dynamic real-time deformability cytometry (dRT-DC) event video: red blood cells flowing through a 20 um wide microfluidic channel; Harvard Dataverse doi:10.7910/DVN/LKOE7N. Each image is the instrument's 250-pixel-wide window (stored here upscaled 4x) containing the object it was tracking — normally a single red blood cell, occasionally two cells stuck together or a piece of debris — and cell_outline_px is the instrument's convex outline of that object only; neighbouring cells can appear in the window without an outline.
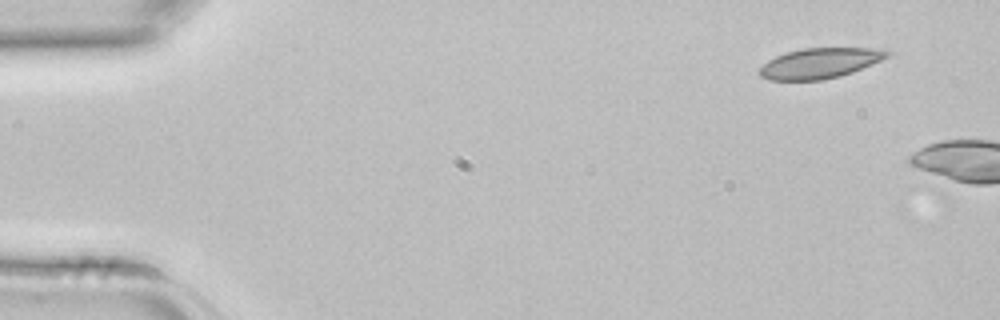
{"species": "common noctule bat (a hibernating species)", "species_latin": "Nyctalus noctula", "temperature_condition": "room temperature", "stored_images_in_passage": 2, "camera_frame_rate_fps": 3000, "um_per_image_px": 0.085, "animal": {"sex": "female", "body_mass_g": 22.7, "forearm_length_mm": 54.2}, "frame": {"image": 1, "passage_image": 1, "time_ms": 0.0, "image_size_px": [1000, 320], "cell_outline_px": [[892, 52], [888, 56], [880, 60], [852, 72], [840, 76], [820, 80], [768, 80], [760, 76], [756, 72], [768, 60], [776, 56], [788, 52], [804, 48], [876, 48]], "centroid_in_image_um": [69.65, 5.37], "position_along_channel_um": 15.4, "area_um2": 22.37}}